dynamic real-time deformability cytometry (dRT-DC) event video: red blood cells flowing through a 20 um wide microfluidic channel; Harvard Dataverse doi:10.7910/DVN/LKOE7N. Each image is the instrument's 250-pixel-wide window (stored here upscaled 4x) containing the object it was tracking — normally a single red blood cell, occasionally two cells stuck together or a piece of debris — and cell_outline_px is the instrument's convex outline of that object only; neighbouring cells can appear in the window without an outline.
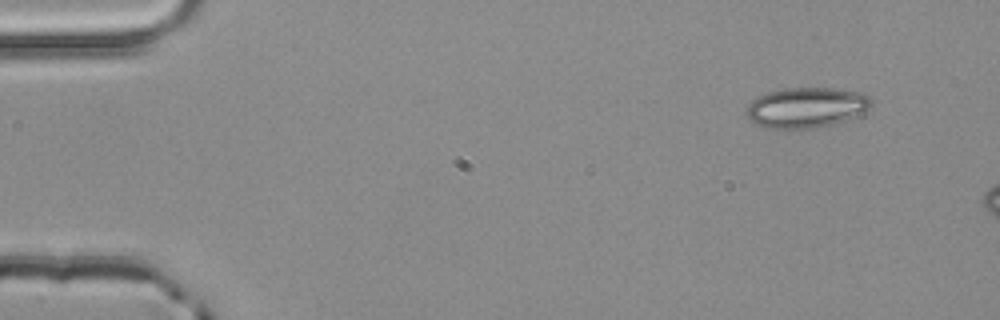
{"species": "common noctule bat (a hibernating species)", "species_latin": "Nyctalus noctula", "temperature_condition": "room temperature", "stored_images_in_passage": 2, "camera_frame_rate_fps": 3000, "um_per_image_px": 0.085, "animal": {"sex": "male", "body_mass_g": 20.4}, "frame": {"image": 1, "passage_image": 1, "time_ms": 0.0, "image_size_px": [1000, 320], "cell_outline_px": [[872, 104], [864, 112], [844, 120], [832, 124], [816, 128], [764, 128], [748, 120], [748, 104], [752, 100], [764, 92], [788, 88], [836, 88], [864, 92], [872, 96]], "centroid_in_image_um": [68.56, 9.12], "position_along_channel_um": 16.4, "area_um2": 29.54}}